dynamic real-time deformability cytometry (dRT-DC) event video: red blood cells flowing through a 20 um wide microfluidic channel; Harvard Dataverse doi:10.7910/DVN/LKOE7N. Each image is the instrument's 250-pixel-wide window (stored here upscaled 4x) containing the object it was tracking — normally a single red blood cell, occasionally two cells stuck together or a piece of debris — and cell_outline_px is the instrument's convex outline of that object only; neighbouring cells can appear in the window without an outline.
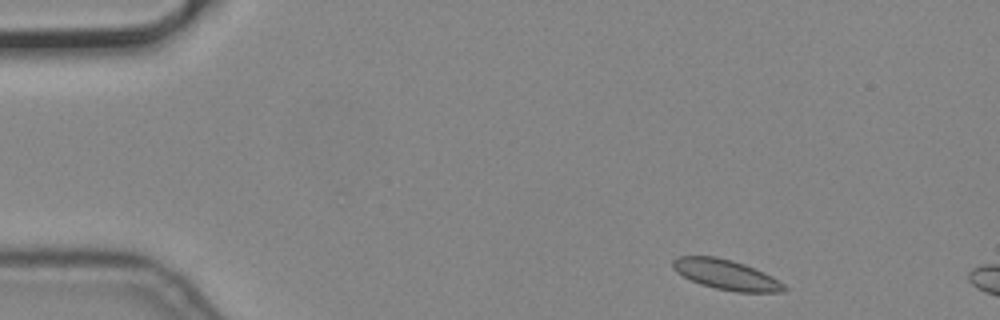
{"species": "common noctule bat (a hibernating species)", "species_latin": "Nyctalus noctula", "temperature_condition": "cold", "stored_images_in_passage": 3, "camera_frame_rate_fps": 3000, "um_per_image_px": 0.085, "animal": {"sex": "male", "body_mass_g": 19.2, "forearm_length_mm": 51.8}, "frame": {"image": 1, "passage_image": 1, "time_ms": 0.0, "image_size_px": [1000, 320], "cell_outline_px": [[788, 288], [784, 292], [736, 292], [716, 288], [700, 284], [676, 272], [672, 268], [672, 260], [676, 256], [716, 256], [732, 260], [756, 268], [772, 276], [784, 284]], "centroid_in_image_um": [61.72, 23.34], "position_along_channel_um": 23.3, "area_um2": 19.59}}